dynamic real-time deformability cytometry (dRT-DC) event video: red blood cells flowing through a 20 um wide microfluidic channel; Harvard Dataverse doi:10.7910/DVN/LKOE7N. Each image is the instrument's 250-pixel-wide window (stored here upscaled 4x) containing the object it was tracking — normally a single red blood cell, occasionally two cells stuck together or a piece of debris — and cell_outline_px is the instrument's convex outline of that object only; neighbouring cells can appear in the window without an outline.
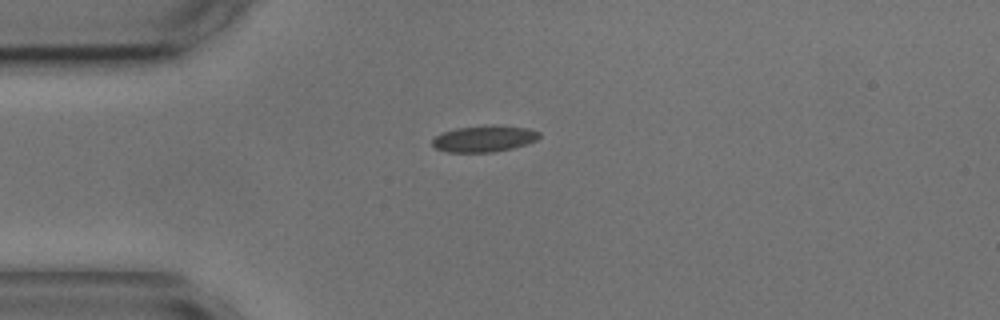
{"species": "common noctule bat (a hibernating species)", "species_latin": "Nyctalus noctula", "temperature_condition": "cold", "stored_images_in_passage": 2, "camera_frame_rate_fps": 3000, "um_per_image_px": 0.085, "animal": {"sex": "male", "body_mass_g": 17.9, "forearm_length_mm": 54.2}, "frame": {"image": 1, "passage_image": 1, "time_ms": 0.0, "image_size_px": [1000, 320], "cell_outline_px": [[540, 136], [536, 140], [528, 144], [512, 148], [492, 152], [448, 152], [436, 148], [432, 144], [432, 140], [436, 136], [444, 132], [456, 128], [528, 128], [540, 132]], "centroid_in_image_um": [41.14, 11.85], "position_along_channel_um": 43.9, "area_um2": 15.43}}
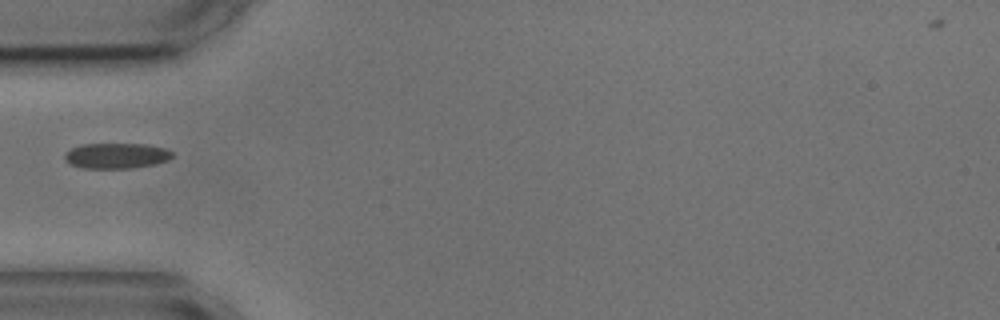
{"frame": {"image": 2, "passage_image": 2, "time_ms": 1.333, "image_size_px": [1000, 320], "cell_outline_px": [[172, 156], [168, 160], [152, 164], [132, 168], [80, 168], [68, 164], [64, 160], [64, 152], [80, 144], [148, 144], [164, 148], [172, 152]], "centroid_in_image_um": [9.82, 13.23], "position_along_channel_um": 75.2, "area_um2": 16.07}}